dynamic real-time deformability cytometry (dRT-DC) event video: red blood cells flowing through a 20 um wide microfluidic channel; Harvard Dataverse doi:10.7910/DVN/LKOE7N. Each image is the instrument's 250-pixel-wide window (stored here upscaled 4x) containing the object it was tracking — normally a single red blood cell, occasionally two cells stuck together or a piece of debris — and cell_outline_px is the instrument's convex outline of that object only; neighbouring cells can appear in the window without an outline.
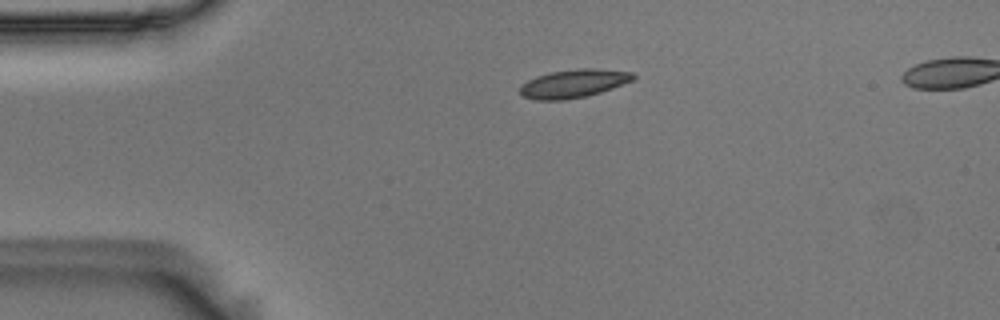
{"species": "Egyptian fruit bat (a non-hibernating species)", "species_latin": "Rousettus aegyptiacus", "temperature_condition": "room temperature", "stored_images_in_passage": 44, "camera_frame_rate_fps": 3000, "um_per_image_px": 0.085, "animal": {"sex": "male"}, "frame": {"image": 1, "passage_image": 1, "time_ms": 0.0, "image_size_px": [1000, 320], "cell_outline_px": [[636, 76], [632, 80], [612, 88], [588, 96], [564, 100], [536, 100], [524, 96], [520, 92], [520, 84], [536, 76], [552, 72], [580, 68], [592, 68], [632, 72]], "centroid_in_image_um": [48.73, 7.1], "position_along_channel_um": 36.3, "area_um2": 18.55}}
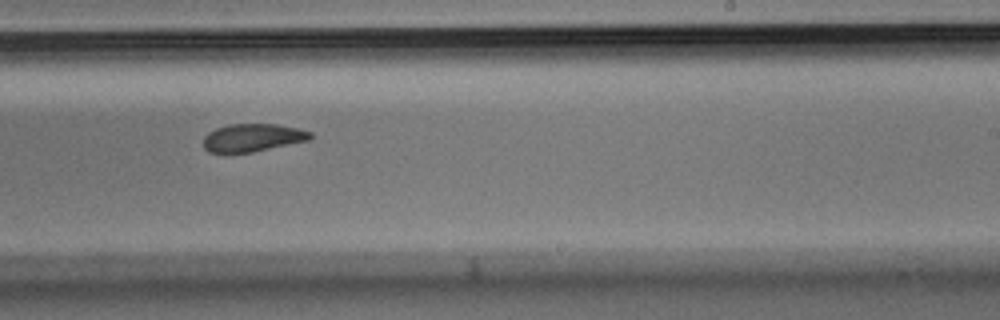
{"frame": {"image": 2, "passage_image": 23, "time_ms": 7.333, "image_size_px": [1000, 320], "cell_outline_px": [[312, 136], [308, 140], [252, 152], [208, 152], [204, 148], [204, 136], [208, 132], [216, 128], [228, 124], [276, 124], [300, 128], [312, 132]], "centroid_in_image_um": [21.47, 11.68], "position_along_channel_um": 267.5, "area_um2": 17.28}}
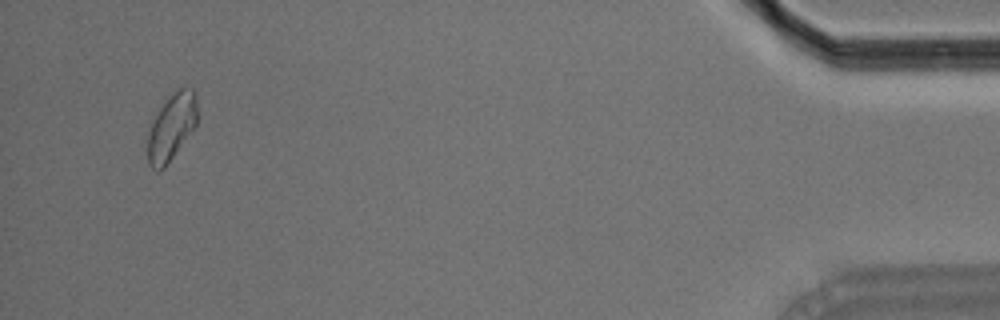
{"frame": {"image": 3, "passage_image": 42, "time_ms": 13.667, "image_size_px": [1000, 320], "cell_outline_px": [[196, 124], [164, 168], [156, 172], [148, 164], [148, 124], [160, 108], [180, 88], [192, 88], [196, 92]], "centroid_in_image_um": [14.54, 10.83], "position_along_channel_um": 420.7, "area_um2": 18.84}, "authors_computed_cell_mechanics": {"area_um2": 18.5538, "velocity_mm_per_s": 3.6255, "shape_relaxation_time_tau1_ms": 5.5354, "shape_relaxation_time_tau2_ms": 2.0744, "deformation_change_tau1": 0.1315, "deformation_change_tau2": 0.0566}}